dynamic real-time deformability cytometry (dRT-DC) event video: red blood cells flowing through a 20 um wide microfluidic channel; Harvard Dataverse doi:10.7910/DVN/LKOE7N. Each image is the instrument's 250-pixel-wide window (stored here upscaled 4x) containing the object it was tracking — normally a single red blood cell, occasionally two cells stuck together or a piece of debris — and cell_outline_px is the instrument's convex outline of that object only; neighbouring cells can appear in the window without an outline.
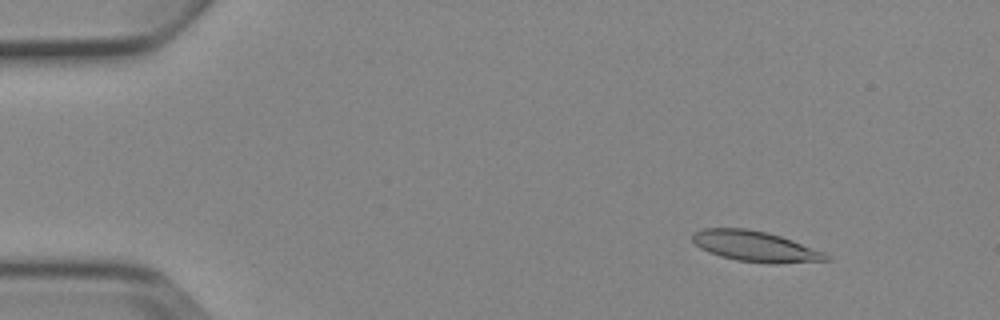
{"species": "Egyptian fruit bat (a non-hibernating species)", "species_latin": "Rousettus aegyptiacus", "temperature_condition": "cold", "stored_images_in_passage": 5, "camera_frame_rate_fps": 3000, "um_per_image_px": 0.085, "animal": {"sex": "female"}, "frame": {"image": 1, "passage_image": 1, "time_ms": 0.0, "image_size_px": [1000, 320], "cell_outline_px": [[832, 260], [776, 264], [768, 264], [736, 260], [720, 256], [708, 252], [700, 248], [692, 240], [692, 232], [700, 228], [748, 228], [768, 232], [792, 240], [824, 252], [832, 256]], "centroid_in_image_um": [64.2, 20.94], "position_along_channel_um": 20.8, "area_um2": 24.16}}
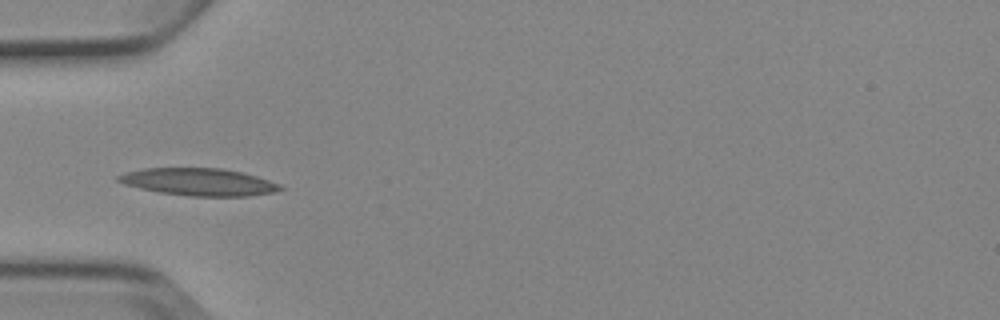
{"frame": {"image": 2, "passage_image": 4, "time_ms": 3.667, "image_size_px": [1000, 320], "cell_outline_px": [[284, 188], [272, 192], [248, 196], [188, 196], [160, 192], [140, 188], [124, 184], [116, 180], [116, 176], [124, 172], [144, 168], [220, 168], [244, 172], [280, 184]], "centroid_in_image_um": [16.87, 15.46], "position_along_channel_um": 68.1, "area_um2": 25.78}}
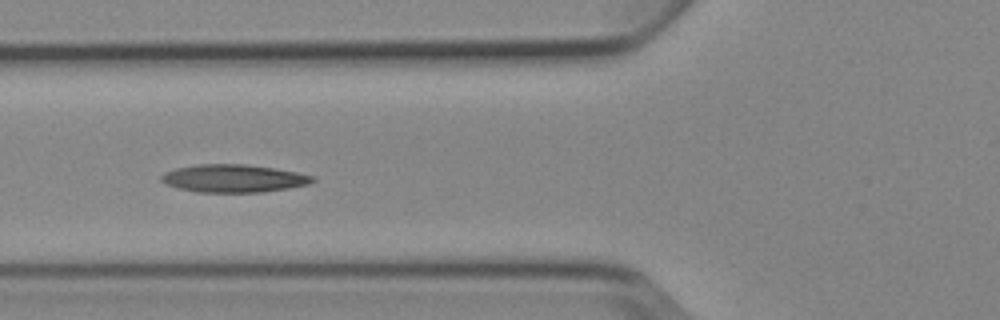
{"frame": {"image": 3, "passage_image": 5, "time_ms": 4.667, "image_size_px": [1000, 320], "cell_outline_px": [[316, 180], [308, 184], [288, 188], [264, 192], [196, 192], [164, 184], [160, 180], [160, 176], [164, 172], [176, 168], [196, 164], [244, 164], [276, 168], [316, 176]], "centroid_in_image_um": [19.85, 15.16], "position_along_channel_um": 106.0, "area_um2": 24.68}}